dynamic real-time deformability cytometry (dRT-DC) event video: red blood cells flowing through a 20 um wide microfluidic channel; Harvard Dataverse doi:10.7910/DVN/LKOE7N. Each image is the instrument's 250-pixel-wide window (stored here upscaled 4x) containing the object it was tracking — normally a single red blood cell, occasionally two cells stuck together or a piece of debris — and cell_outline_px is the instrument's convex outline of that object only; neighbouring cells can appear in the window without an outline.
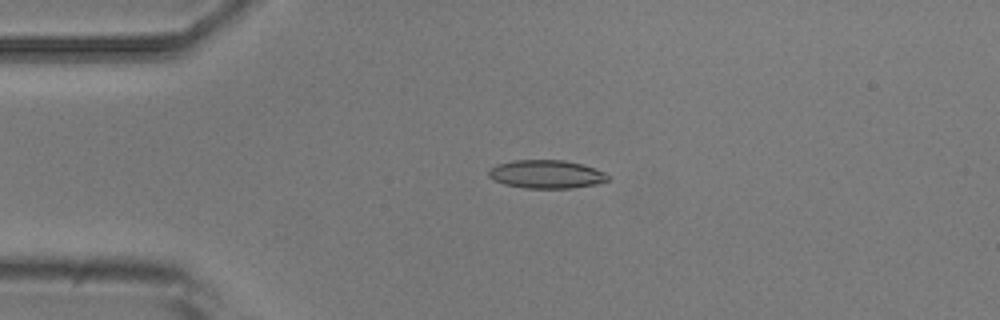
{"species": "common noctule bat (a hibernating species)", "species_latin": "Nyctalus noctula", "temperature_condition": "room temperature", "stored_images_in_passage": 4, "camera_frame_rate_fps": 3000, "um_per_image_px": 0.085, "animal": {"sex": "male", "body_mass_g": 20.5, "forearm_length_mm": 52.5}, "frame": {"image": 1, "passage_image": 4, "time_ms": 3.667, "image_size_px": [1000, 320], "cell_outline_px": [[612, 176], [608, 180], [596, 184], [572, 188], [524, 188], [504, 184], [492, 180], [488, 176], [488, 172], [496, 164], [512, 160], [564, 160], [596, 168]], "centroid_in_image_um": [46.44, 14.81], "position_along_channel_um": 38.6, "area_um2": 19.83}}